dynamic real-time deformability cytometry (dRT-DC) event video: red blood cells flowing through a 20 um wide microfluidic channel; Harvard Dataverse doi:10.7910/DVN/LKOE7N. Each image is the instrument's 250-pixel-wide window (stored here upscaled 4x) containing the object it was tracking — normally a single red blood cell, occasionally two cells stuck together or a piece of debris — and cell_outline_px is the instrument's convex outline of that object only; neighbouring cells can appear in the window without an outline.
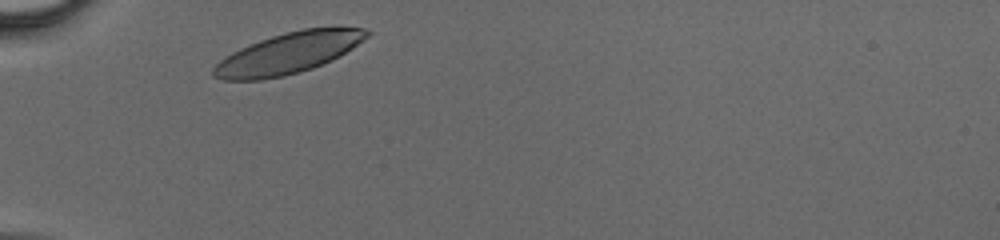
{"species": "human", "species_latin": "Homo sapiens", "temperature_condition": "cold", "stored_images_in_passage": 25, "camera_frame_rate_fps": 3000, "um_per_image_px": 0.085, "donor": {"sex": "male"}, "frame": {"image": 1, "passage_image": 1, "time_ms": 0.0, "image_size_px": [1000, 240], "cell_outline_px": [[372, 32], [364, 40], [352, 48], [332, 60], [312, 68], [300, 72], [284, 76], [260, 80], [224, 80], [212, 76], [212, 68], [220, 60], [232, 52], [240, 48], [260, 40], [272, 36], [304, 28], [368, 28]], "centroid_in_image_um": [24.49, 4.53], "position_along_channel_um": 60.5, "area_um2": 36.36}}
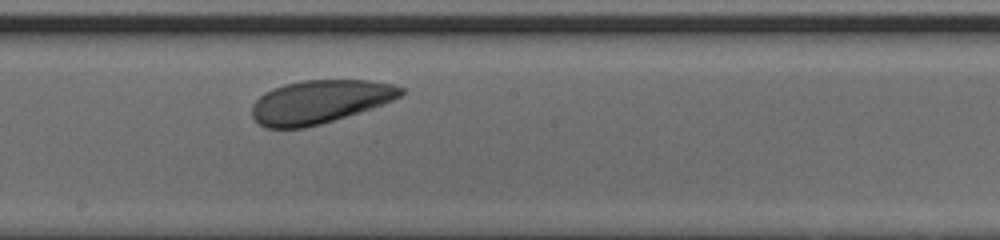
{"frame": {"image": 2, "passage_image": 13, "time_ms": 4.0, "image_size_px": [1000, 240], "cell_outline_px": [[404, 92], [400, 96], [392, 100], [372, 108], [320, 124], [304, 128], [264, 128], [252, 116], [252, 104], [264, 92], [272, 88], [284, 84], [304, 80], [368, 80], [392, 84], [404, 88]], "centroid_in_image_um": [27.15, 8.64], "position_along_channel_um": 221.0, "area_um2": 37.45}}
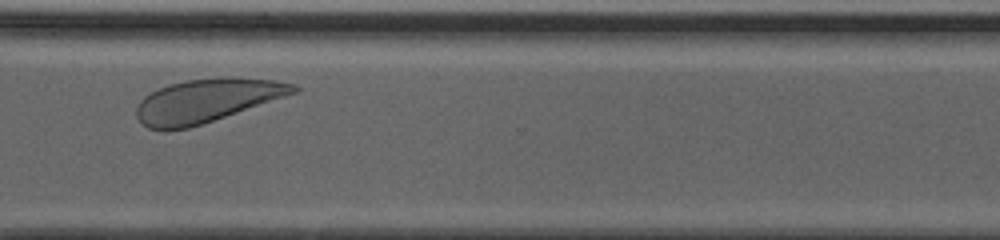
{"frame": {"image": 3, "passage_image": 22, "time_ms": 7.0, "image_size_px": [1000, 240], "cell_outline_px": [[300, 88], [296, 92], [188, 128], [168, 132], [164, 132], [148, 128], [140, 124], [136, 116], [136, 108], [140, 100], [144, 96], [168, 84], [188, 80], [232, 76], [272, 80], [296, 84]], "centroid_in_image_um": [17.48, 8.56], "position_along_channel_um": 353.1, "area_um2": 39.48}}